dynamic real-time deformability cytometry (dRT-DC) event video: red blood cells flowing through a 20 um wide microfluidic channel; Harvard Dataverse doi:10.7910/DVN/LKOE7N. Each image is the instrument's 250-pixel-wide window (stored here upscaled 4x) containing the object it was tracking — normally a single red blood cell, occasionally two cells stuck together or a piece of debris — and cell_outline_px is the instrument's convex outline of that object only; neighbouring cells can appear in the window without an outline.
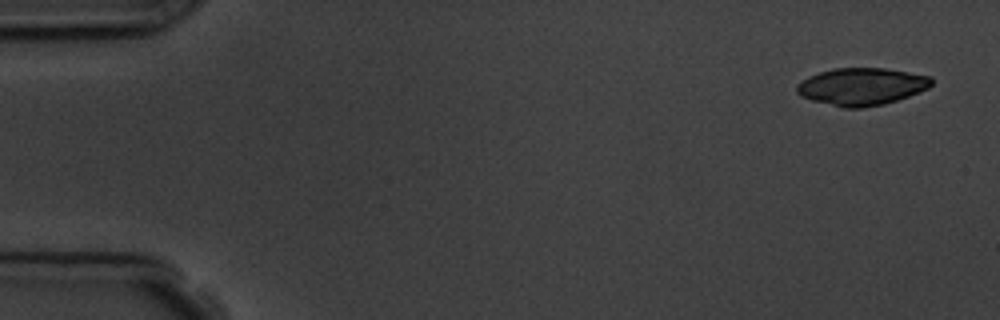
{"species": "common noctule bat (a hibernating species)", "species_latin": "Nyctalus noctula", "temperature_condition": "room temperature", "stored_images_in_passage": 5, "segment_of_instrument_passage": [2, 2], "camera_frame_rate_fps": 3000, "um_per_image_px": 0.085, "animal": {"sex": "male", "body_mass_g": 19.5, "forearm_length_mm": 54.6}, "frame": {"image": 1, "passage_image": 5, "time_ms": 5.667, "image_size_px": [1000, 320], "cell_outline_px": [[932, 84], [928, 88], [920, 92], [884, 104], [860, 108], [844, 108], [812, 100], [800, 96], [796, 92], [796, 84], [820, 72], [832, 68], [884, 68], [932, 76]], "centroid_in_image_um": [73.25, 7.35], "position_along_channel_um": 11.8, "area_um2": 29.19}}